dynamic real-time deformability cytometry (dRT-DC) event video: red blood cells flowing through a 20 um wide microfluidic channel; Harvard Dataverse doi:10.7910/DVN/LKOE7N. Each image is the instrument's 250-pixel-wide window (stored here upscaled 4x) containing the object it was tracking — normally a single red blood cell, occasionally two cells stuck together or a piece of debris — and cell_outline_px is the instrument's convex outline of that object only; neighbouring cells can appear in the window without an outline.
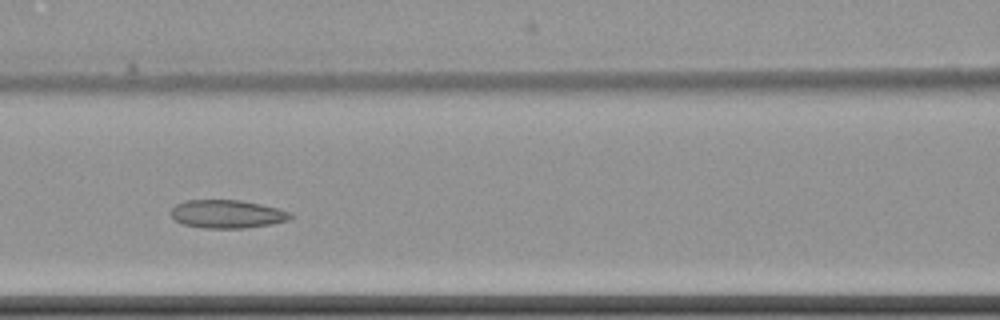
{"species": "common noctule bat (a hibernating species)", "species_latin": "Nyctalus noctula", "temperature_condition": "cold", "stored_images_in_passage": 6, "camera_frame_rate_fps": 3000, "um_per_image_px": 0.085, "animal": {"sex": "female", "body_mass_g": 22.7, "forearm_length_mm": 54.2}, "frame": {"image": 1, "passage_image": 5, "time_ms": 5.0, "image_size_px": [1000, 320], "cell_outline_px": [[292, 216], [288, 220], [272, 224], [244, 228], [204, 228], [184, 224], [176, 220], [168, 212], [176, 204], [184, 200], [240, 200], [260, 204], [292, 212]], "centroid_in_image_um": [19.29, 18.19], "position_along_channel_um": 147.3, "area_um2": 19.65}}
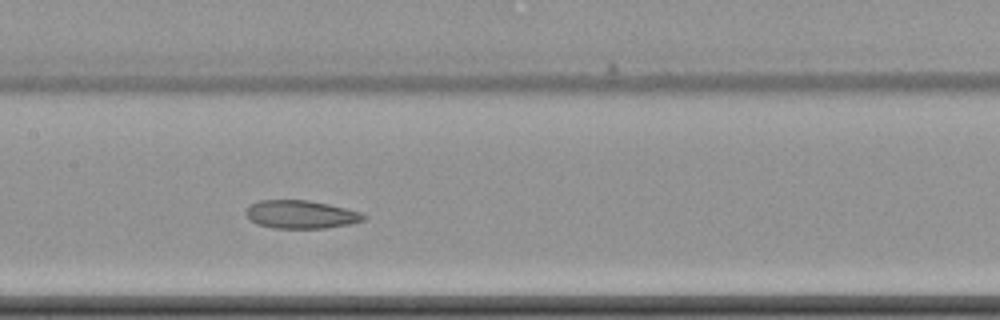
{"frame": {"image": 2, "passage_image": 6, "time_ms": 6.0, "image_size_px": [1000, 320], "cell_outline_px": [[368, 216], [364, 220], [348, 224], [324, 228], [272, 228], [256, 224], [248, 216], [248, 208], [252, 204], [260, 200], [308, 200], [328, 204], [360, 212]], "centroid_in_image_um": [25.6, 18.23], "position_along_channel_um": 181.8, "area_um2": 19.02}}